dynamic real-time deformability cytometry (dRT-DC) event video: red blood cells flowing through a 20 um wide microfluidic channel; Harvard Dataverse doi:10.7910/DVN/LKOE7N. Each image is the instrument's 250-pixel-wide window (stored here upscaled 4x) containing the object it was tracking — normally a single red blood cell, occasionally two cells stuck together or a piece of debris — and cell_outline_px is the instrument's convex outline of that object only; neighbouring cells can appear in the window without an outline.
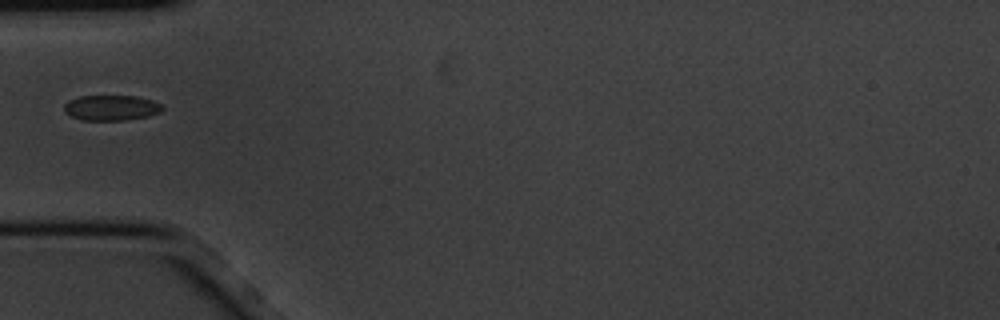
{"species": "common noctule bat (a hibernating species)", "species_latin": "Nyctalus noctula", "temperature_condition": "cold", "stored_images_in_passage": 1, "camera_frame_rate_fps": 3000, "um_per_image_px": 0.085, "animal": {"sex": "male", "body_mass_g": 20.1, "forearm_length_mm": 53.5}, "frame": {"image": 1, "passage_image": 1, "time_ms": 0.0, "image_size_px": [1000, 320], "cell_outline_px": [[164, 108], [160, 112], [148, 116], [128, 120], [80, 120], [64, 112], [64, 104], [68, 100], [80, 96], [136, 96], [152, 100], [160, 104]], "centroid_in_image_um": [9.44, 9.16], "position_along_channel_um": 75.6, "area_um2": 14.57}}